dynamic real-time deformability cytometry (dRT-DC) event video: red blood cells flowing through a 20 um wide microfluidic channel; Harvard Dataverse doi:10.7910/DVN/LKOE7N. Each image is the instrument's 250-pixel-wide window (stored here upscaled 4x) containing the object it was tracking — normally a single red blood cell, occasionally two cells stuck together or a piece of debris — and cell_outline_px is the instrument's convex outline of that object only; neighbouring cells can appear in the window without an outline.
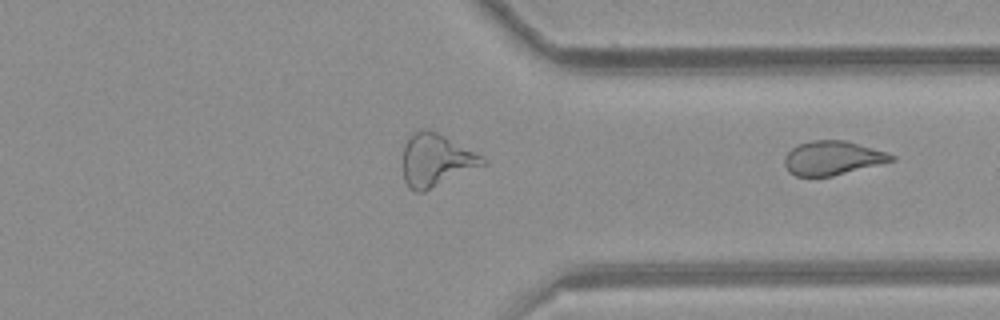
{"species": "common noctule bat (a hibernating species)", "species_latin": "Nyctalus noctula", "temperature_condition": "room temperature", "stored_images_in_passage": 36, "camera_frame_rate_fps": 3000, "um_per_image_px": 0.085, "animal": {"sex": "female", "body_mass_g": 21.9}, "frame": {"image": 1, "passage_image": 36, "time_ms": 11.667, "image_size_px": [1000, 320], "cell_outline_px": [[896, 160], [832, 176], [796, 176], [788, 172], [784, 164], [784, 156], [792, 148], [800, 144], [812, 140], [844, 140], [884, 152], [896, 156]], "centroid_in_image_um": [70.73, 13.44], "position_along_channel_um": 340.7, "area_um2": 20.92}}